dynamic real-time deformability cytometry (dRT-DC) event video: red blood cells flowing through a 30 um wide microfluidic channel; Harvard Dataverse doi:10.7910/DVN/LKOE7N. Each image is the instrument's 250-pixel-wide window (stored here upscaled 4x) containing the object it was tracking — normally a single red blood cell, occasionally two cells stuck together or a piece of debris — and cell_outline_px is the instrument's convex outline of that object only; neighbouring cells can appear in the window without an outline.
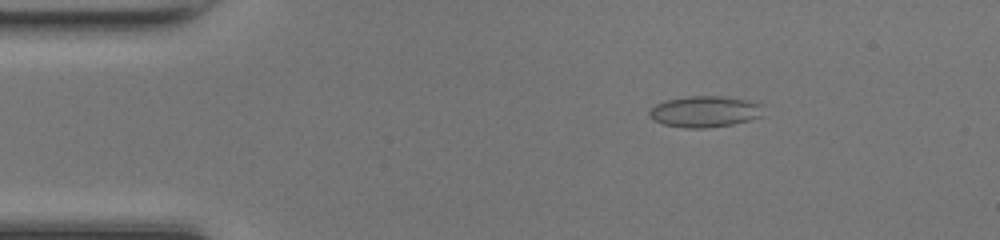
{"species": "common noctule bat (a hibernating species)", "species_latin": "Nyctalus noctula", "temperature_condition": "room temperature", "stored_images_in_passage": 44, "camera_frame_rate_fps": 3000, "um_per_image_px": 0.085, "animal": {"sex": "female", "body_mass_g": 17.0, "forearm_length_mm": 48.0}, "frame": {"image": 1, "passage_image": 3, "time_ms": 0.667, "image_size_px": [1000, 240], "cell_outline_px": [[760, 116], [748, 120], [732, 124], [704, 128], [684, 128], [664, 124], [652, 120], [648, 112], [656, 104], [664, 100], [688, 96], [720, 96], [748, 100], [760, 104]], "centroid_in_image_um": [59.83, 9.48], "position_along_channel_um": 25.2, "area_um2": 20.46}}
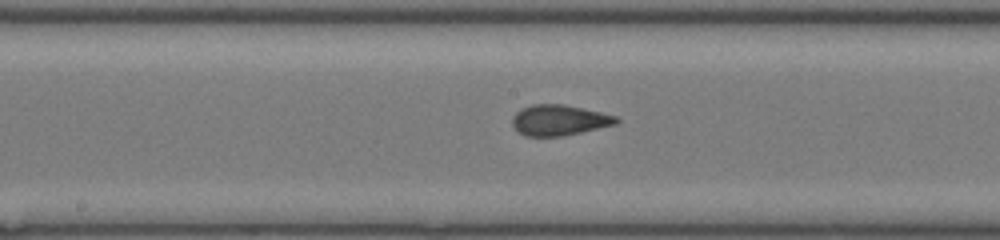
{"frame": {"image": 2, "passage_image": 20, "time_ms": 6.333, "image_size_px": [1000, 240], "cell_outline_px": [[620, 120], [616, 124], [580, 132], [560, 136], [524, 136], [512, 124], [512, 116], [516, 112], [532, 104], [564, 104], [600, 112], [616, 116]], "centroid_in_image_um": [47.52, 10.21], "position_along_channel_um": 200.7, "area_um2": 18.32}}
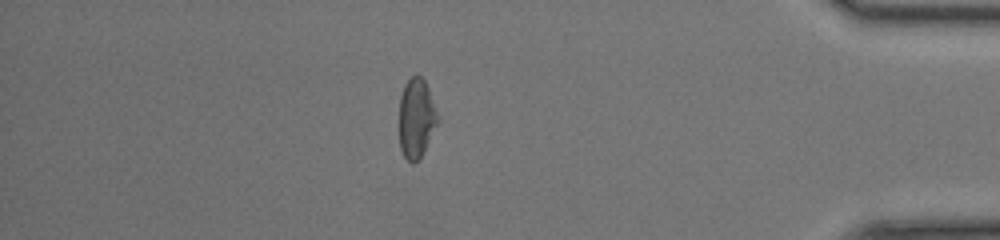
{"frame": {"image": 3, "passage_image": 37, "time_ms": 12.0, "image_size_px": [1000, 240], "cell_outline_px": [[440, 120], [420, 156], [412, 164], [404, 156], [400, 148], [400, 96], [404, 84], [412, 76], [420, 76], [424, 80], [428, 88]], "centroid_in_image_um": [35.39, 10.03], "position_along_channel_um": 399.8, "area_um2": 17.51}, "authors_computed_cell_mechanics": {"area_um2": 18.496, "velocity_mm_per_s": 4.2686, "shape_relaxation_time_tau1_ms": 10.9563, "shape_relaxation_time_tau2_ms": 0.8486, "deformation_change_tau1": 0.2052, "deformation_change_tau2": 0.0686}}